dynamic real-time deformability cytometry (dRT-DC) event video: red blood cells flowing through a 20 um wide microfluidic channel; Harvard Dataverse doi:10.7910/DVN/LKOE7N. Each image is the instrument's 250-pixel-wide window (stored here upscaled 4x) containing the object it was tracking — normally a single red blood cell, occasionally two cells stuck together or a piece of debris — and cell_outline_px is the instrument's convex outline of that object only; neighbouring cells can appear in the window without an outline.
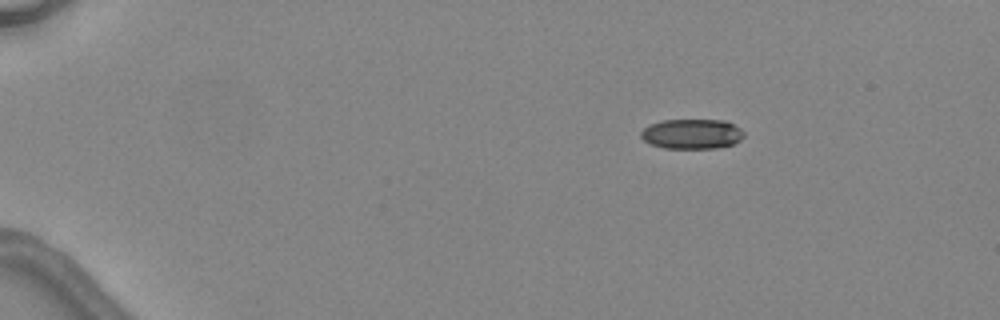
{"species": "common noctule bat (a hibernating species)", "species_latin": "Nyctalus noctula", "temperature_condition": "warm", "stored_images_in_passage": 4, "segment_of_instrument_passage": [1, 2], "camera_frame_rate_fps": 3000, "um_per_image_px": 0.085, "animal": {"sex": "female", "body_mass_g": 24.6, "forearm_length_mm": 56.2}, "frame": {"image": 1, "passage_image": 1, "time_ms": 0.0, "image_size_px": [1000, 320], "cell_outline_px": [[744, 136], [740, 140], [732, 144], [716, 148], [664, 148], [652, 144], [644, 140], [640, 136], [640, 132], [648, 124], [664, 120], [724, 120], [740, 128], [744, 132]], "centroid_in_image_um": [58.8, 11.38], "position_along_channel_um": 26.2, "area_um2": 17.92}}